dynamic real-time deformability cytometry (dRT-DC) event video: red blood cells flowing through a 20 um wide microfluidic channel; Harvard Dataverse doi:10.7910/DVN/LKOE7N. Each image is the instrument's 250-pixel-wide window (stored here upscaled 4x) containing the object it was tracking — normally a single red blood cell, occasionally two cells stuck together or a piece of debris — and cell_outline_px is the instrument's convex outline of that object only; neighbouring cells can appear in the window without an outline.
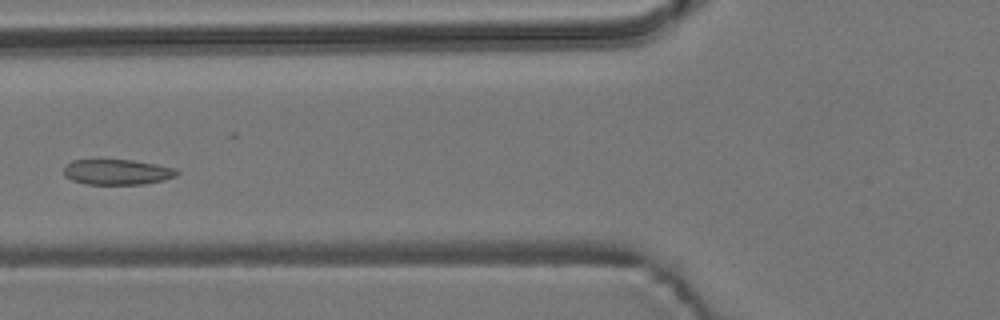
{"species": "common noctule bat (a hibernating species)", "species_latin": "Nyctalus noctula", "temperature_condition": "room temperature", "stored_images_in_passage": 9, "camera_frame_rate_fps": 3000, "um_per_image_px": 0.085, "animal": {"sex": "male", "body_mass_g": 19.2, "forearm_length_mm": 51.8}, "frame": {"image": 1, "passage_image": 4, "time_ms": 3.667, "image_size_px": [1000, 320], "cell_outline_px": [[180, 172], [176, 176], [164, 180], [144, 184], [84, 184], [72, 180], [64, 176], [64, 168], [72, 160], [132, 160], [156, 164], [176, 168]], "centroid_in_image_um": [9.98, 14.62], "position_along_channel_um": 115.8, "area_um2": 16.76}}
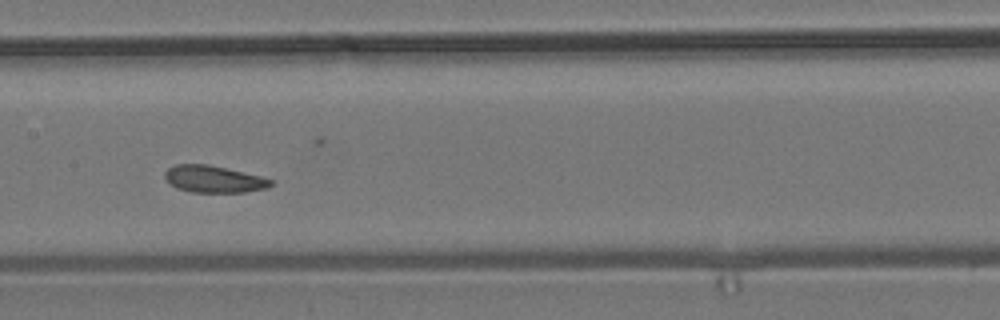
{"frame": {"image": 2, "passage_image": 6, "time_ms": 5.667, "image_size_px": [1000, 320], "cell_outline_px": [[272, 184], [268, 188], [244, 192], [192, 192], [176, 188], [164, 176], [164, 172], [168, 168], [176, 164], [208, 164], [260, 176], [272, 180]], "centroid_in_image_um": [18.16, 15.22], "position_along_channel_um": 189.2, "area_um2": 16.47}}
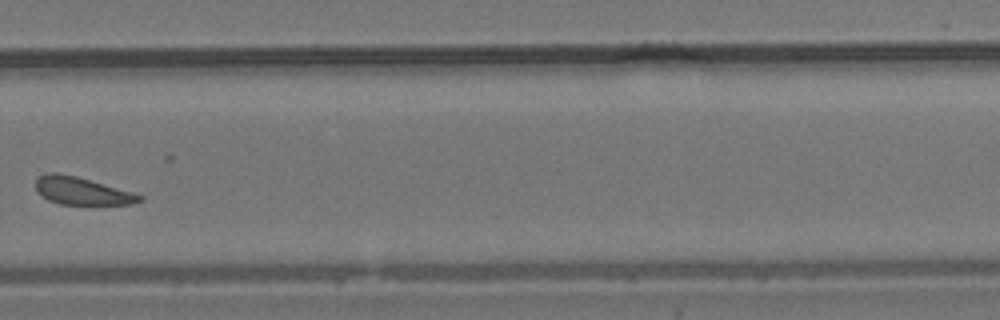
{"frame": {"image": 3, "passage_image": 9, "time_ms": 9.333, "image_size_px": [1000, 320], "cell_outline_px": [[144, 200], [132, 204], [88, 208], [60, 204], [48, 200], [40, 196], [36, 192], [36, 180], [40, 176], [48, 172], [56, 172], [76, 176], [132, 192], [144, 196]], "centroid_in_image_um": [6.99, 16.3], "position_along_channel_um": 322.8, "area_um2": 17.69}}